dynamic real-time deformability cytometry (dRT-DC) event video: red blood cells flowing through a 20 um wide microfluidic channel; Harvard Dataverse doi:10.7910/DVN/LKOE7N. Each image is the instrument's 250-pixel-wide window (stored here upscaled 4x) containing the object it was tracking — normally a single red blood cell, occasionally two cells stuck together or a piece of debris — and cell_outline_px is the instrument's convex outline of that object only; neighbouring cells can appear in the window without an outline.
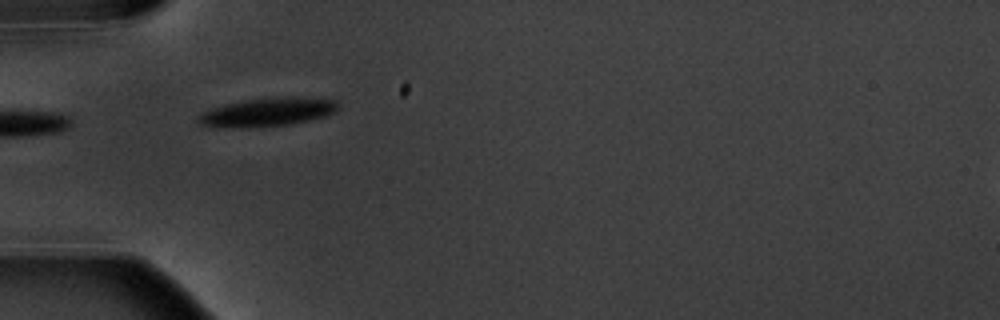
{"species": "common noctule bat (a hibernating species)", "species_latin": "Nyctalus noctula", "temperature_condition": "warm", "stored_images_in_passage": 11, "camera_frame_rate_fps": 3000, "um_per_image_px": 0.085, "animal": {"sex": "male", "body_mass_g": 20.1, "forearm_length_mm": 53.5}, "frame": {"image": 1, "passage_image": 5, "time_ms": 5.333, "image_size_px": [1000, 320], "cell_outline_px": [[340, 108], [336, 112], [324, 116], [308, 120], [288, 124], [260, 128], [212, 128], [200, 124], [196, 120], [196, 116], [200, 112], [224, 104], [244, 100], [276, 96], [288, 96], [336, 100], [340, 104]], "centroid_in_image_um": [22.67, 9.54], "position_along_channel_um": 62.3, "area_um2": 23.99}}
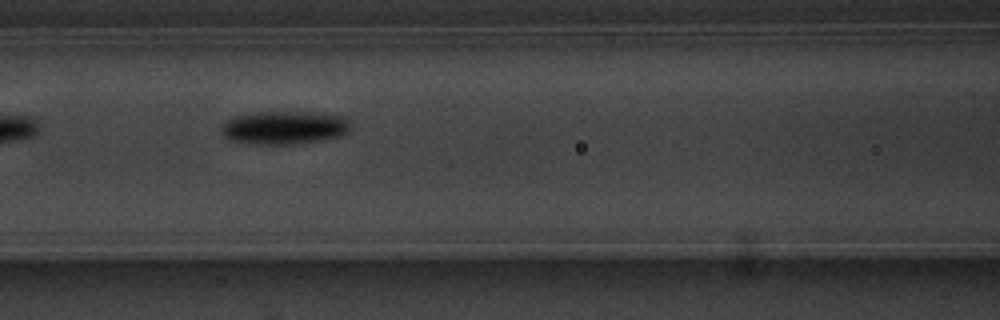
{"frame": {"image": 2, "passage_image": 7, "time_ms": 7.667, "image_size_px": [1000, 320], "cell_outline_px": [[348, 132], [340, 136], [320, 140], [288, 144], [264, 144], [228, 140], [220, 132], [220, 124], [236, 116], [256, 112], [312, 112], [344, 116], [348, 120]], "centroid_in_image_um": [24.12, 10.83], "position_along_channel_um": 142.5, "area_um2": 24.85}}
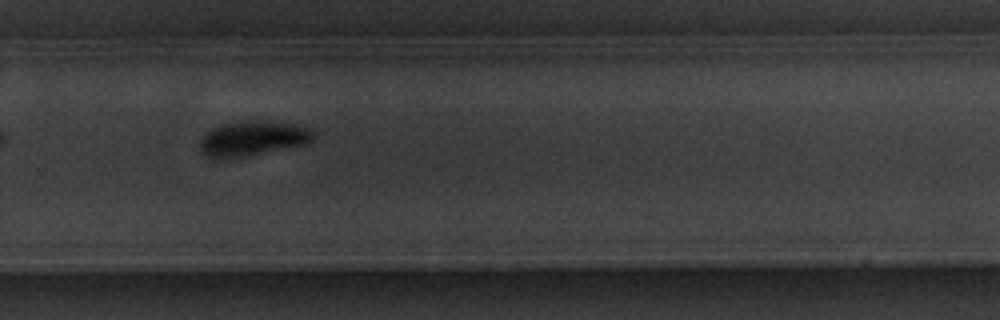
{"frame": {"image": 3, "passage_image": 11, "time_ms": 12.333, "image_size_px": [1000, 320], "cell_outline_px": [[316, 136], [308, 144], [244, 156], [208, 156], [200, 152], [200, 140], [212, 128], [224, 124], [292, 124], [308, 128]], "centroid_in_image_um": [21.51, 11.81], "position_along_channel_um": 308.3, "area_um2": 21.27}}